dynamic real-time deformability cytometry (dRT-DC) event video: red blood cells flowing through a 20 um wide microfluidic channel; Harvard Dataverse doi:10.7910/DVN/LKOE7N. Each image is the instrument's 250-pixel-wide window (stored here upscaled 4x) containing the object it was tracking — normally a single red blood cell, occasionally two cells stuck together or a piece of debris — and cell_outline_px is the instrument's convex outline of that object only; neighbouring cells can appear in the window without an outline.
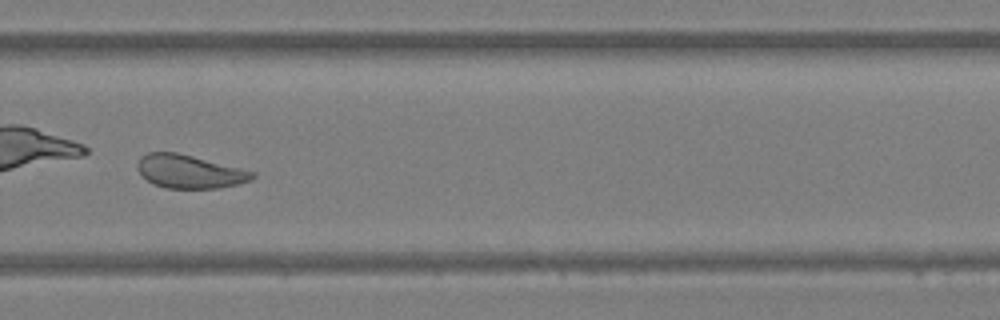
{"species": "Egyptian fruit bat (a non-hibernating species)", "species_latin": "Rousettus aegyptiacus", "temperature_condition": "warm", "stored_images_in_passage": 59, "camera_frame_rate_fps": 3000, "um_per_image_px": 0.085, "animal": {"sex": "female"}, "frame": {"image": 1, "passage_image": 42, "time_ms": 13.667, "image_size_px": [1000, 320], "cell_outline_px": [[256, 176], [252, 180], [220, 188], [168, 188], [152, 184], [136, 168], [136, 164], [140, 156], [148, 152], [176, 152], [256, 172]], "centroid_in_image_um": [16.09, 14.58], "position_along_channel_um": 313.7, "area_um2": 22.25}, "authors_computed_cell_mechanics": {"area_um2": 28.4376, "velocity_mm_per_s": 3.3893, "shape_relaxation_time_tau1_ms": 2.0039, "shape_relaxation_time_tau2_ms": 2.0796, "deformation_change_tau1": 0.217, "deformation_change_tau2": 0.0454}}